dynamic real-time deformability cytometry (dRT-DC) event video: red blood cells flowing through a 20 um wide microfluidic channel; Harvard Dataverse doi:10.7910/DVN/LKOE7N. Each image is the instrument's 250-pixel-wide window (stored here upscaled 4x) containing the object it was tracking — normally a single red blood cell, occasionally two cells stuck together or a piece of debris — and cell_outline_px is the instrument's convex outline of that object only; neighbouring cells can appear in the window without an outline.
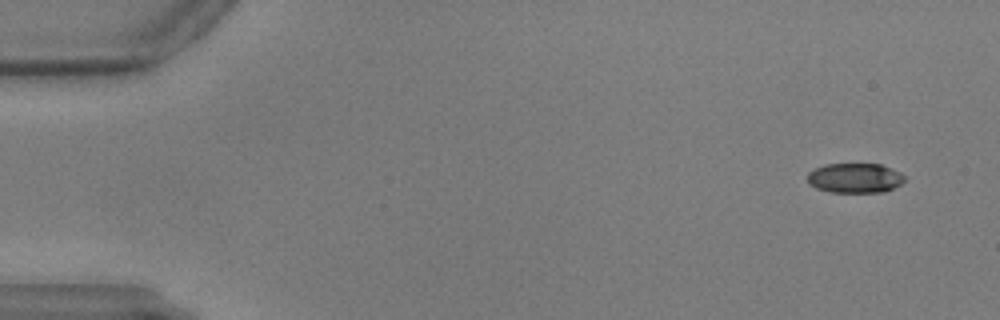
{"species": "common noctule bat (a hibernating species)", "species_latin": "Nyctalus noctula", "temperature_condition": "warm", "stored_images_in_passage": 59, "camera_frame_rate_fps": 3000, "um_per_image_px": 0.085, "animal": {"sex": "male", "body_mass_g": 17.9, "forearm_length_mm": 54.2}, "frame": {"image": 1, "passage_image": 4, "time_ms": 1.0, "image_size_px": [1000, 320], "cell_outline_px": [[904, 180], [900, 184], [884, 192], [832, 192], [816, 188], [808, 184], [808, 172], [824, 164], [880, 164], [900, 172], [904, 176]], "centroid_in_image_um": [72.64, 15.13], "position_along_channel_um": 12.4, "area_um2": 16.76}}
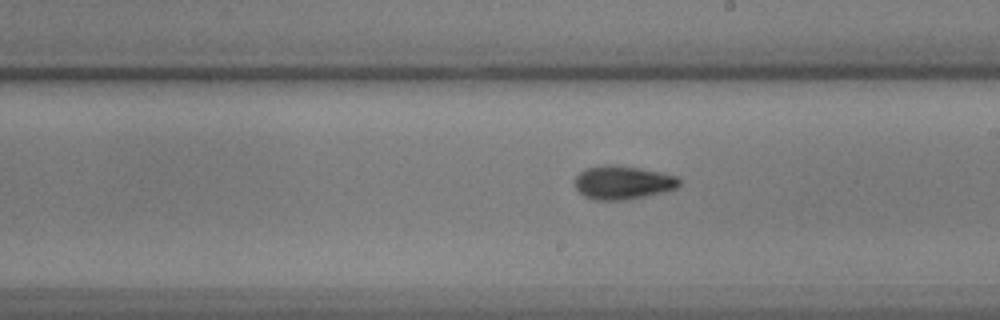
{"frame": {"image": 2, "passage_image": 34, "time_ms": 11.0, "image_size_px": [1000, 320], "cell_outline_px": [[680, 184], [676, 188], [668, 192], [628, 200], [596, 200], [584, 196], [576, 188], [576, 176], [584, 168], [604, 164], [612, 164], [640, 168], [660, 172], [676, 176], [680, 180]], "centroid_in_image_um": [52.96, 15.52], "position_along_channel_um": 236.0, "area_um2": 20.69}}
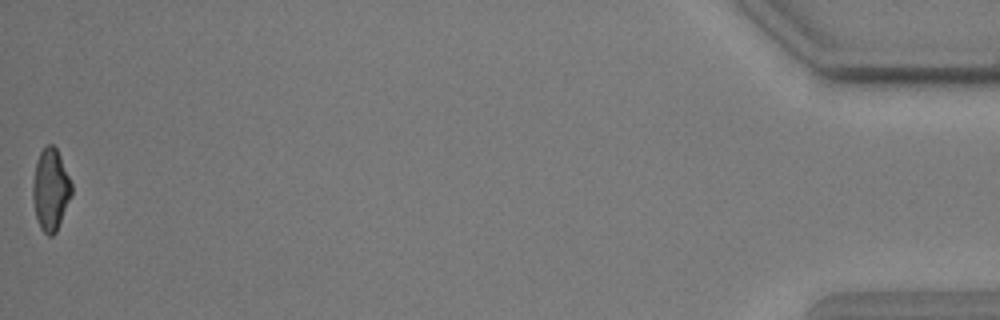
{"frame": {"image": 3, "passage_image": 59, "time_ms": 19.333, "image_size_px": [1000, 320], "cell_outline_px": [[72, 196], [56, 232], [52, 236], [48, 236], [40, 228], [36, 216], [32, 196], [32, 184], [36, 160], [40, 152], [48, 144], [52, 144], [56, 148], [60, 156], [72, 184]], "centroid_in_image_um": [4.3, 16.13], "position_along_channel_um": 430.9, "area_um2": 18.55}}